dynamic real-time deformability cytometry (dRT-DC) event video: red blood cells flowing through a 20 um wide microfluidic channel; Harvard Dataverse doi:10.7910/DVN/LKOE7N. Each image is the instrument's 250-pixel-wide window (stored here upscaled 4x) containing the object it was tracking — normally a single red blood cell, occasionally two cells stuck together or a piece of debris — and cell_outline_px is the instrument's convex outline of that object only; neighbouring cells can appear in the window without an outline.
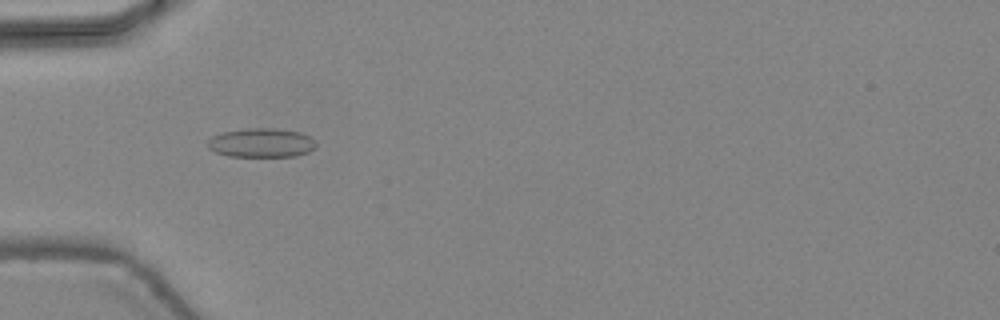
{"species": "common noctule bat (a hibernating species)", "species_latin": "Nyctalus noctula", "temperature_condition": "warm", "stored_images_in_passage": 38, "camera_frame_rate_fps": 3000, "um_per_image_px": 0.085, "animal": {"sex": "female", "body_mass_g": 24.6, "forearm_length_mm": 56.2}, "frame": {"image": 1, "passage_image": 7, "time_ms": 2.0, "image_size_px": [1000, 320], "cell_outline_px": [[316, 148], [308, 152], [296, 156], [228, 156], [216, 152], [208, 148], [208, 140], [212, 136], [220, 132], [248, 128], [272, 128], [300, 132], [316, 140]], "centroid_in_image_um": [22.22, 12.13], "position_along_channel_um": 62.8, "area_um2": 18.44}}
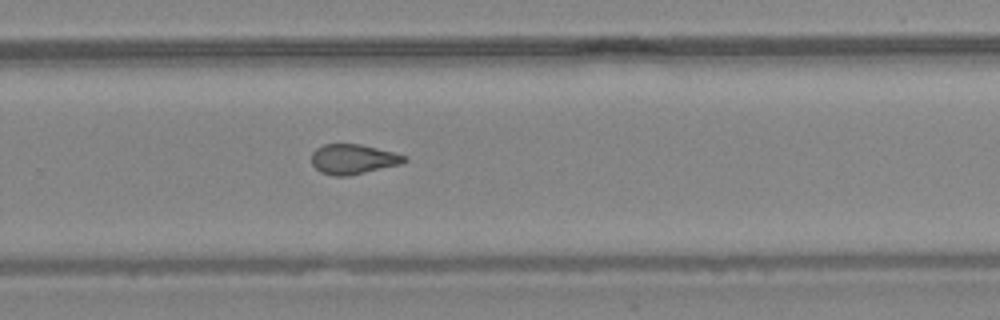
{"frame": {"image": 2, "passage_image": 23, "time_ms": 7.333, "image_size_px": [1000, 320], "cell_outline_px": [[408, 160], [404, 164], [348, 176], [332, 176], [320, 172], [312, 164], [312, 152], [316, 148], [324, 144], [360, 144], [408, 156]], "centroid_in_image_um": [30.04, 13.54], "position_along_channel_um": 299.8, "area_um2": 16.36}}
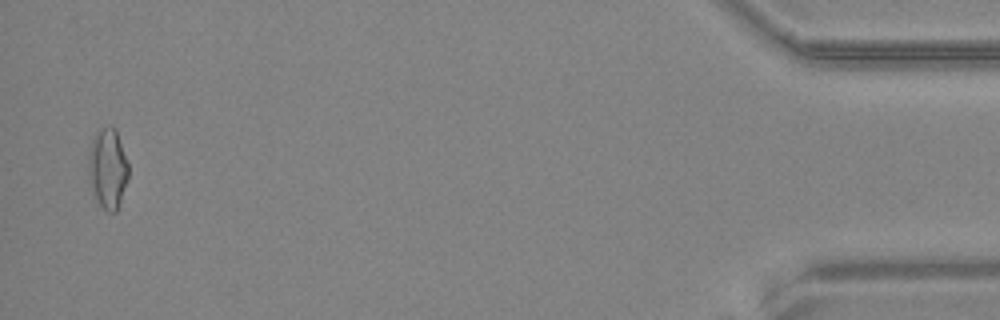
{"frame": {"image": 3, "passage_image": 37, "time_ms": 12.0, "image_size_px": [1000, 320], "cell_outline_px": [[128, 180], [116, 212], [108, 212], [92, 196], [88, 176], [88, 160], [92, 140], [96, 132], [108, 124], [116, 128], [128, 164]], "centroid_in_image_um": [9.15, 14.32], "position_along_channel_um": 426.1, "area_um2": 18.9}, "authors_computed_cell_mechanics": {"area_um2": 16.6464, "velocity_mm_per_s": 4.5004, "shape_relaxation_time_tau1_ms": null, "shape_relaxation_time_tau2_ms": 1.3514, "deformation_change_tau1": null, "deformation_change_tau2": 0.0782}}